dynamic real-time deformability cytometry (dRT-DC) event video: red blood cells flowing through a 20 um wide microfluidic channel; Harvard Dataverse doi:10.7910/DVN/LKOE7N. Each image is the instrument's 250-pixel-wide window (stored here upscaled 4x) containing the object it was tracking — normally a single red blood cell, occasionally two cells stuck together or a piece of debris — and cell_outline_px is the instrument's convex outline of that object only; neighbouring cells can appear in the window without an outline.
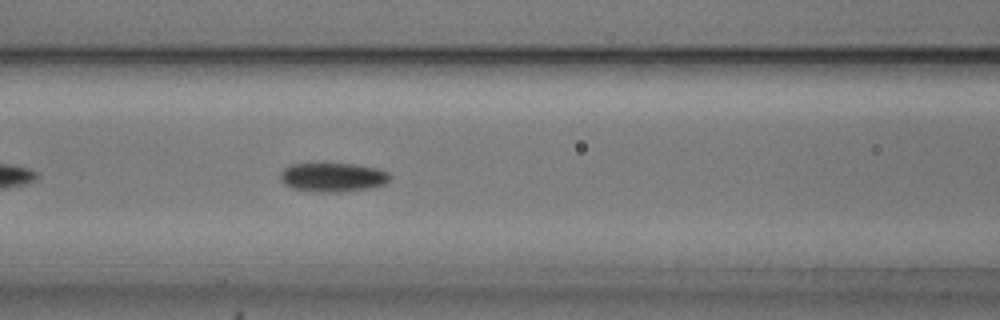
{"species": "common noctule bat (a hibernating species)", "species_latin": "Nyctalus noctula", "temperature_condition": "cold", "stored_images_in_passage": 42, "camera_frame_rate_fps": 3000, "um_per_image_px": 0.085, "animal": {"sex": "male", "body_mass_g": 20.5, "forearm_length_mm": 52.5}, "frame": {"image": 1, "passage_image": 10, "time_ms": 3.0, "image_size_px": [1000, 320], "cell_outline_px": [[392, 176], [384, 184], [368, 188], [340, 192], [312, 192], [292, 188], [284, 184], [280, 180], [280, 172], [284, 168], [292, 164], [356, 164], [376, 168], [388, 172]], "centroid_in_image_um": [28.26, 15.07], "position_along_channel_um": 138.3, "area_um2": 18.55}}
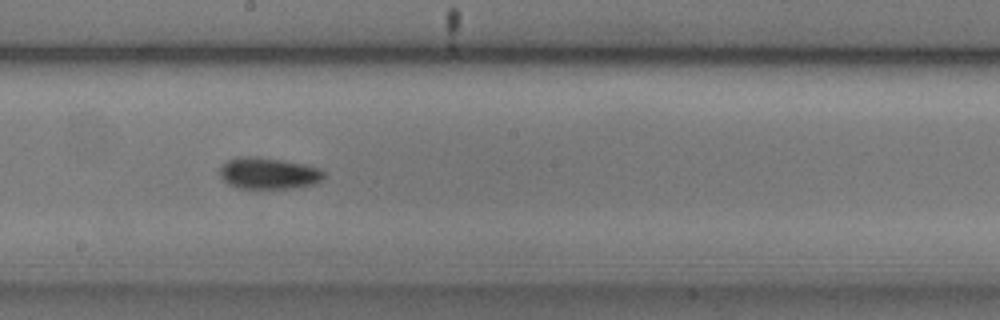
{"frame": {"image": 2, "passage_image": 17, "time_ms": 5.333, "image_size_px": [1000, 320], "cell_outline_px": [[324, 176], [316, 184], [296, 188], [236, 188], [228, 184], [220, 176], [220, 168], [228, 160], [236, 156], [256, 156], [284, 160], [304, 164], [320, 168], [324, 172]], "centroid_in_image_um": [22.83, 14.72], "position_along_channel_um": 225.4, "area_um2": 19.31}}
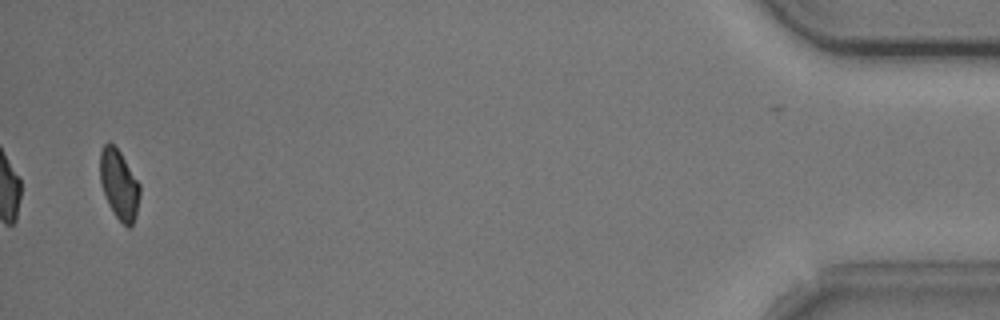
{"frame": {"image": 3, "passage_image": 40, "time_ms": 13.0, "image_size_px": [1000, 320], "cell_outline_px": [[140, 192], [136, 212], [132, 224], [128, 228], [116, 216], [108, 204], [100, 184], [100, 152], [104, 144], [108, 140], [120, 152], [140, 184]], "centroid_in_image_um": [10.1, 15.65], "position_along_channel_um": 425.1, "area_um2": 15.95}, "authors_computed_cell_mechanics": {"area_um2": 18.207, "velocity_mm_per_s": 3.731, "shape_relaxation_time_tau1_ms": 3.1065, "shape_relaxation_time_tau2_ms": null, "deformation_change_tau1": 0.0776, "deformation_change_tau2": null}}